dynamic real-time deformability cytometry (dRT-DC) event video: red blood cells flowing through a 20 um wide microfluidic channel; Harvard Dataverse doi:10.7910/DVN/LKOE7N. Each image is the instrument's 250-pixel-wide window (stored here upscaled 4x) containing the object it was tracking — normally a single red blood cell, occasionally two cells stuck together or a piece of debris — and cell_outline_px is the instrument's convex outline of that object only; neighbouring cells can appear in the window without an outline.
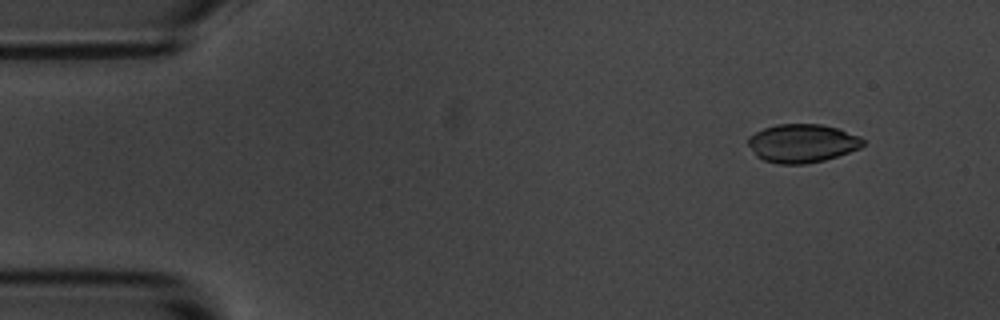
{"species": "common noctule bat (a hibernating species)", "species_latin": "Nyctalus noctula", "temperature_condition": "room temperature", "stored_images_in_passage": 5, "camera_frame_rate_fps": 3000, "um_per_image_px": 0.085, "animal": {"sex": "male", "body_mass_g": 20.1, "forearm_length_mm": 53.5}, "frame": {"image": 1, "passage_image": 2, "time_ms": 0.333, "image_size_px": [1000, 320], "cell_outline_px": [[864, 144], [860, 148], [824, 160], [804, 164], [780, 164], [764, 160], [756, 156], [748, 144], [748, 136], [764, 128], [776, 124], [820, 124], [836, 128], [860, 136], [864, 140]], "centroid_in_image_um": [68.17, 12.17], "position_along_channel_um": 16.8, "area_um2": 25.61}}